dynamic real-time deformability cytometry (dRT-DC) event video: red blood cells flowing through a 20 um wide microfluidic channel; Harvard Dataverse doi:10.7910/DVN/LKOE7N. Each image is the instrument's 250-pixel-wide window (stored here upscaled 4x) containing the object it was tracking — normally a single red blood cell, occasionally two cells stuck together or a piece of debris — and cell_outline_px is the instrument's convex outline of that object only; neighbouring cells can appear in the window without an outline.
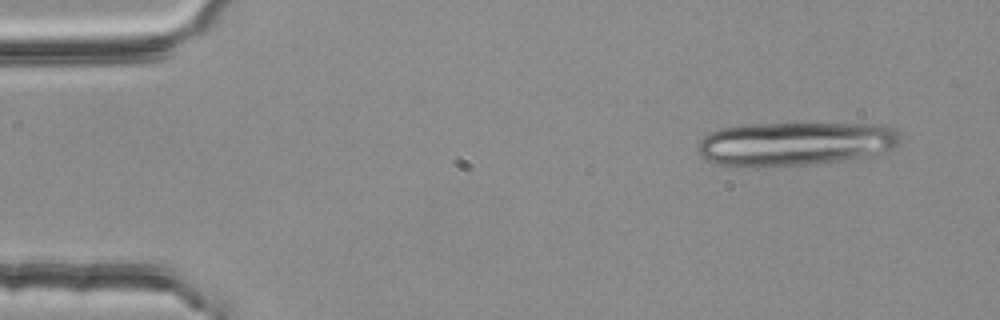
{"species": "common noctule bat (a hibernating species)", "species_latin": "Nyctalus noctula", "temperature_condition": "room temperature", "stored_images_in_passage": 3, "camera_frame_rate_fps": 3000, "um_per_image_px": 0.085, "animal": {"sex": "female", "body_mass_g": 25.1}, "frame": {"image": 1, "passage_image": 1, "time_ms": 0.0, "image_size_px": [1000, 320], "cell_outline_px": [[900, 140], [892, 148], [884, 152], [872, 156], [808, 164], [756, 168], [716, 164], [708, 160], [696, 148], [700, 140], [704, 136], [720, 128], [744, 124], [884, 124], [900, 132]], "centroid_in_image_um": [67.58, 12.22], "position_along_channel_um": 17.4, "area_um2": 51.9}}